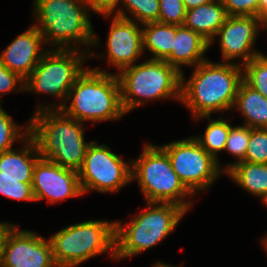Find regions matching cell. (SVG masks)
<instances>
[{"instance_id":"14","label":"cell","mask_w":267,"mask_h":267,"mask_svg":"<svg viewBox=\"0 0 267 267\" xmlns=\"http://www.w3.org/2000/svg\"><path fill=\"white\" fill-rule=\"evenodd\" d=\"M260 18L257 16H228L219 28V46L223 62L232 63L240 58V65H244L252 58L262 54L254 49L258 33L260 32Z\"/></svg>"},{"instance_id":"10","label":"cell","mask_w":267,"mask_h":267,"mask_svg":"<svg viewBox=\"0 0 267 267\" xmlns=\"http://www.w3.org/2000/svg\"><path fill=\"white\" fill-rule=\"evenodd\" d=\"M159 147L168 155L174 172L193 195L208 190L210 185L224 173L217 160L193 137Z\"/></svg>"},{"instance_id":"7","label":"cell","mask_w":267,"mask_h":267,"mask_svg":"<svg viewBox=\"0 0 267 267\" xmlns=\"http://www.w3.org/2000/svg\"><path fill=\"white\" fill-rule=\"evenodd\" d=\"M115 221L89 220L62 228L49 239L58 267H75L109 252L115 260Z\"/></svg>"},{"instance_id":"32","label":"cell","mask_w":267,"mask_h":267,"mask_svg":"<svg viewBox=\"0 0 267 267\" xmlns=\"http://www.w3.org/2000/svg\"><path fill=\"white\" fill-rule=\"evenodd\" d=\"M228 16H257L259 0H221Z\"/></svg>"},{"instance_id":"13","label":"cell","mask_w":267,"mask_h":267,"mask_svg":"<svg viewBox=\"0 0 267 267\" xmlns=\"http://www.w3.org/2000/svg\"><path fill=\"white\" fill-rule=\"evenodd\" d=\"M31 185L35 201L47 199L50 204L83 194L77 171L41 157L34 166Z\"/></svg>"},{"instance_id":"36","label":"cell","mask_w":267,"mask_h":267,"mask_svg":"<svg viewBox=\"0 0 267 267\" xmlns=\"http://www.w3.org/2000/svg\"><path fill=\"white\" fill-rule=\"evenodd\" d=\"M267 11V0H259L258 3V17Z\"/></svg>"},{"instance_id":"33","label":"cell","mask_w":267,"mask_h":267,"mask_svg":"<svg viewBox=\"0 0 267 267\" xmlns=\"http://www.w3.org/2000/svg\"><path fill=\"white\" fill-rule=\"evenodd\" d=\"M88 8L95 13L101 15L117 16L118 0H83ZM115 13H114V12Z\"/></svg>"},{"instance_id":"15","label":"cell","mask_w":267,"mask_h":267,"mask_svg":"<svg viewBox=\"0 0 267 267\" xmlns=\"http://www.w3.org/2000/svg\"><path fill=\"white\" fill-rule=\"evenodd\" d=\"M102 16L113 18L106 41L107 52L103 59L106 57L107 62L120 72L133 65L144 52L142 25L139 27L137 22L115 15Z\"/></svg>"},{"instance_id":"24","label":"cell","mask_w":267,"mask_h":267,"mask_svg":"<svg viewBox=\"0 0 267 267\" xmlns=\"http://www.w3.org/2000/svg\"><path fill=\"white\" fill-rule=\"evenodd\" d=\"M123 5L125 10L132 16L124 12V8L117 9V16L140 23L139 25L158 21L160 14L159 0H118V4ZM135 19V20H134Z\"/></svg>"},{"instance_id":"31","label":"cell","mask_w":267,"mask_h":267,"mask_svg":"<svg viewBox=\"0 0 267 267\" xmlns=\"http://www.w3.org/2000/svg\"><path fill=\"white\" fill-rule=\"evenodd\" d=\"M21 85H18V84ZM11 91H23L25 92V79H23L19 74L10 71L1 61H0V95H6ZM3 101L0 100V104Z\"/></svg>"},{"instance_id":"16","label":"cell","mask_w":267,"mask_h":267,"mask_svg":"<svg viewBox=\"0 0 267 267\" xmlns=\"http://www.w3.org/2000/svg\"><path fill=\"white\" fill-rule=\"evenodd\" d=\"M42 43L43 36L34 25H31L0 53V61L10 71L26 79L48 51V48L44 50Z\"/></svg>"},{"instance_id":"8","label":"cell","mask_w":267,"mask_h":267,"mask_svg":"<svg viewBox=\"0 0 267 267\" xmlns=\"http://www.w3.org/2000/svg\"><path fill=\"white\" fill-rule=\"evenodd\" d=\"M131 172V179L138 181L146 203H174L189 211L194 201L188 197L194 195L180 181L168 155L158 145L145 144L140 156L131 159Z\"/></svg>"},{"instance_id":"23","label":"cell","mask_w":267,"mask_h":267,"mask_svg":"<svg viewBox=\"0 0 267 267\" xmlns=\"http://www.w3.org/2000/svg\"><path fill=\"white\" fill-rule=\"evenodd\" d=\"M206 118L209 120V124L205 129L204 136L196 135L193 138L200 144V146L210 155H212L220 164L218 160V153L224 150L228 134L230 132L231 124L230 119L227 121L220 116L219 119L211 120V116H201L194 120Z\"/></svg>"},{"instance_id":"1","label":"cell","mask_w":267,"mask_h":267,"mask_svg":"<svg viewBox=\"0 0 267 267\" xmlns=\"http://www.w3.org/2000/svg\"><path fill=\"white\" fill-rule=\"evenodd\" d=\"M182 73L181 102L193 118L233 108L239 86L243 81V67L239 63L203 61L189 80ZM225 110V111H224Z\"/></svg>"},{"instance_id":"29","label":"cell","mask_w":267,"mask_h":267,"mask_svg":"<svg viewBox=\"0 0 267 267\" xmlns=\"http://www.w3.org/2000/svg\"><path fill=\"white\" fill-rule=\"evenodd\" d=\"M32 183H23V178L0 176V194L18 201H35Z\"/></svg>"},{"instance_id":"11","label":"cell","mask_w":267,"mask_h":267,"mask_svg":"<svg viewBox=\"0 0 267 267\" xmlns=\"http://www.w3.org/2000/svg\"><path fill=\"white\" fill-rule=\"evenodd\" d=\"M129 163L110 151L107 145L90 142L84 163L78 171L83 194L90 190L99 193L119 192L132 182L131 159Z\"/></svg>"},{"instance_id":"40","label":"cell","mask_w":267,"mask_h":267,"mask_svg":"<svg viewBox=\"0 0 267 267\" xmlns=\"http://www.w3.org/2000/svg\"><path fill=\"white\" fill-rule=\"evenodd\" d=\"M267 207V194L261 199Z\"/></svg>"},{"instance_id":"18","label":"cell","mask_w":267,"mask_h":267,"mask_svg":"<svg viewBox=\"0 0 267 267\" xmlns=\"http://www.w3.org/2000/svg\"><path fill=\"white\" fill-rule=\"evenodd\" d=\"M22 142L23 148H12L0 154V176L23 178V183H32L33 169L41 156L30 134Z\"/></svg>"},{"instance_id":"26","label":"cell","mask_w":267,"mask_h":267,"mask_svg":"<svg viewBox=\"0 0 267 267\" xmlns=\"http://www.w3.org/2000/svg\"><path fill=\"white\" fill-rule=\"evenodd\" d=\"M250 140V127L242 124L239 126H232L230 128V132L228 134L226 144L224 147V151H227L233 157H236V162L227 164L225 168H223V172L226 173L233 165L244 161L248 144Z\"/></svg>"},{"instance_id":"4","label":"cell","mask_w":267,"mask_h":267,"mask_svg":"<svg viewBox=\"0 0 267 267\" xmlns=\"http://www.w3.org/2000/svg\"><path fill=\"white\" fill-rule=\"evenodd\" d=\"M60 110L82 123L92 121L95 125L112 119L118 121L126 113L121 102L117 73H109L98 67H85Z\"/></svg>"},{"instance_id":"37","label":"cell","mask_w":267,"mask_h":267,"mask_svg":"<svg viewBox=\"0 0 267 267\" xmlns=\"http://www.w3.org/2000/svg\"><path fill=\"white\" fill-rule=\"evenodd\" d=\"M259 18H260V27L267 29V11L263 13Z\"/></svg>"},{"instance_id":"27","label":"cell","mask_w":267,"mask_h":267,"mask_svg":"<svg viewBox=\"0 0 267 267\" xmlns=\"http://www.w3.org/2000/svg\"><path fill=\"white\" fill-rule=\"evenodd\" d=\"M29 134V123L23 131L22 126L16 124L0 104V154L12 149L15 141L22 143Z\"/></svg>"},{"instance_id":"39","label":"cell","mask_w":267,"mask_h":267,"mask_svg":"<svg viewBox=\"0 0 267 267\" xmlns=\"http://www.w3.org/2000/svg\"><path fill=\"white\" fill-rule=\"evenodd\" d=\"M261 241H262V244H263L265 250H267V235H266V237L264 236V238L261 239Z\"/></svg>"},{"instance_id":"2","label":"cell","mask_w":267,"mask_h":267,"mask_svg":"<svg viewBox=\"0 0 267 267\" xmlns=\"http://www.w3.org/2000/svg\"><path fill=\"white\" fill-rule=\"evenodd\" d=\"M33 3L36 23L33 25L43 36L44 45L60 50H78L82 46L80 49L86 51L89 46L100 44L89 18L91 10L83 0H34Z\"/></svg>"},{"instance_id":"34","label":"cell","mask_w":267,"mask_h":267,"mask_svg":"<svg viewBox=\"0 0 267 267\" xmlns=\"http://www.w3.org/2000/svg\"><path fill=\"white\" fill-rule=\"evenodd\" d=\"M13 225L14 224H11L9 222H0V258H1V252L3 248V242L5 239V236Z\"/></svg>"},{"instance_id":"3","label":"cell","mask_w":267,"mask_h":267,"mask_svg":"<svg viewBox=\"0 0 267 267\" xmlns=\"http://www.w3.org/2000/svg\"><path fill=\"white\" fill-rule=\"evenodd\" d=\"M83 125L60 109H45L33 113L29 131L41 158L78 172L90 144L84 140Z\"/></svg>"},{"instance_id":"22","label":"cell","mask_w":267,"mask_h":267,"mask_svg":"<svg viewBox=\"0 0 267 267\" xmlns=\"http://www.w3.org/2000/svg\"><path fill=\"white\" fill-rule=\"evenodd\" d=\"M143 50H149L154 60H165L172 51L176 25L160 22L142 24Z\"/></svg>"},{"instance_id":"17","label":"cell","mask_w":267,"mask_h":267,"mask_svg":"<svg viewBox=\"0 0 267 267\" xmlns=\"http://www.w3.org/2000/svg\"><path fill=\"white\" fill-rule=\"evenodd\" d=\"M209 47L210 42L201 34L184 25H176L173 48L171 54L164 61L175 67L182 74V65L194 68L207 60L204 54Z\"/></svg>"},{"instance_id":"6","label":"cell","mask_w":267,"mask_h":267,"mask_svg":"<svg viewBox=\"0 0 267 267\" xmlns=\"http://www.w3.org/2000/svg\"><path fill=\"white\" fill-rule=\"evenodd\" d=\"M117 76L125 113L149 100L172 98L181 103L182 74L164 60L149 58L122 69Z\"/></svg>"},{"instance_id":"35","label":"cell","mask_w":267,"mask_h":267,"mask_svg":"<svg viewBox=\"0 0 267 267\" xmlns=\"http://www.w3.org/2000/svg\"><path fill=\"white\" fill-rule=\"evenodd\" d=\"M212 0H183V4L185 5V8L187 10H190L192 8H195L197 6H201L203 4H206L208 2H211Z\"/></svg>"},{"instance_id":"25","label":"cell","mask_w":267,"mask_h":267,"mask_svg":"<svg viewBox=\"0 0 267 267\" xmlns=\"http://www.w3.org/2000/svg\"><path fill=\"white\" fill-rule=\"evenodd\" d=\"M242 67L243 80L267 98V56L262 53Z\"/></svg>"},{"instance_id":"28","label":"cell","mask_w":267,"mask_h":267,"mask_svg":"<svg viewBox=\"0 0 267 267\" xmlns=\"http://www.w3.org/2000/svg\"><path fill=\"white\" fill-rule=\"evenodd\" d=\"M244 161L267 164V128H250V140Z\"/></svg>"},{"instance_id":"5","label":"cell","mask_w":267,"mask_h":267,"mask_svg":"<svg viewBox=\"0 0 267 267\" xmlns=\"http://www.w3.org/2000/svg\"><path fill=\"white\" fill-rule=\"evenodd\" d=\"M127 225L115 221V260L133 257L166 238L188 212L174 203L147 202Z\"/></svg>"},{"instance_id":"12","label":"cell","mask_w":267,"mask_h":267,"mask_svg":"<svg viewBox=\"0 0 267 267\" xmlns=\"http://www.w3.org/2000/svg\"><path fill=\"white\" fill-rule=\"evenodd\" d=\"M18 226L14 224L5 236L0 267H58L50 239Z\"/></svg>"},{"instance_id":"21","label":"cell","mask_w":267,"mask_h":267,"mask_svg":"<svg viewBox=\"0 0 267 267\" xmlns=\"http://www.w3.org/2000/svg\"><path fill=\"white\" fill-rule=\"evenodd\" d=\"M226 175L254 196L262 199L267 194V164L242 161L233 165Z\"/></svg>"},{"instance_id":"20","label":"cell","mask_w":267,"mask_h":267,"mask_svg":"<svg viewBox=\"0 0 267 267\" xmlns=\"http://www.w3.org/2000/svg\"><path fill=\"white\" fill-rule=\"evenodd\" d=\"M240 111L244 117V125L250 128H267V98L241 82L233 108Z\"/></svg>"},{"instance_id":"38","label":"cell","mask_w":267,"mask_h":267,"mask_svg":"<svg viewBox=\"0 0 267 267\" xmlns=\"http://www.w3.org/2000/svg\"><path fill=\"white\" fill-rule=\"evenodd\" d=\"M153 267H176V266H173V265H170V264L164 263V262L161 263L160 261H158V262H156V264L153 265ZM179 267H181V266H179Z\"/></svg>"},{"instance_id":"19","label":"cell","mask_w":267,"mask_h":267,"mask_svg":"<svg viewBox=\"0 0 267 267\" xmlns=\"http://www.w3.org/2000/svg\"><path fill=\"white\" fill-rule=\"evenodd\" d=\"M227 17L228 14L221 0H212L187 10L183 25L201 34L211 46Z\"/></svg>"},{"instance_id":"9","label":"cell","mask_w":267,"mask_h":267,"mask_svg":"<svg viewBox=\"0 0 267 267\" xmlns=\"http://www.w3.org/2000/svg\"><path fill=\"white\" fill-rule=\"evenodd\" d=\"M97 53L91 52L90 49L85 52L80 47L78 50H52L49 48L32 73L25 79V91L52 95L61 99V102L58 105L49 103L44 106L38 102L35 112L45 109H60L75 80L85 70L83 62L90 57L100 56Z\"/></svg>"},{"instance_id":"30","label":"cell","mask_w":267,"mask_h":267,"mask_svg":"<svg viewBox=\"0 0 267 267\" xmlns=\"http://www.w3.org/2000/svg\"><path fill=\"white\" fill-rule=\"evenodd\" d=\"M160 14L157 22L172 25H183L187 9L183 0H159Z\"/></svg>"}]
</instances>
